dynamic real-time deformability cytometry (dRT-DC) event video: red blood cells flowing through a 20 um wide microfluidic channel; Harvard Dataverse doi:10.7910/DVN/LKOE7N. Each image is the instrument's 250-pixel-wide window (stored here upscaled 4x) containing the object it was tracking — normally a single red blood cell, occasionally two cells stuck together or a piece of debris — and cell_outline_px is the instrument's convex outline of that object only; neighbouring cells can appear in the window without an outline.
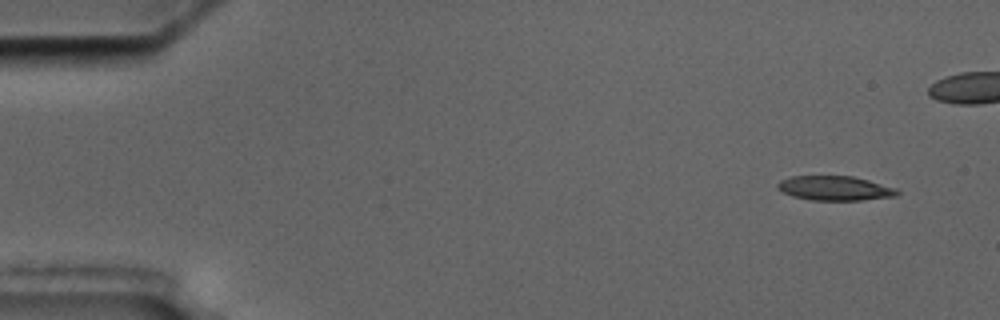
{"species": "common noctule bat (a hibernating species)", "species_latin": "Nyctalus noctula", "temperature_condition": "cold", "stored_images_in_passage": 6, "camera_frame_rate_fps": 3000, "um_per_image_px": 0.085, "animal": {"sex": "male", "body_mass_g": 17.5, "forearm_length_mm": 52.3}, "frame": {"image": 1, "passage_image": 1, "time_ms": 0.0, "image_size_px": [1000, 320], "cell_outline_px": [[900, 192], [896, 196], [860, 200], [812, 200], [792, 196], [776, 188], [776, 184], [780, 180], [792, 176], [852, 176], [868, 180], [896, 188]], "centroid_in_image_um": [70.94, 16.0], "position_along_channel_um": 14.1, "area_um2": 16.99}}